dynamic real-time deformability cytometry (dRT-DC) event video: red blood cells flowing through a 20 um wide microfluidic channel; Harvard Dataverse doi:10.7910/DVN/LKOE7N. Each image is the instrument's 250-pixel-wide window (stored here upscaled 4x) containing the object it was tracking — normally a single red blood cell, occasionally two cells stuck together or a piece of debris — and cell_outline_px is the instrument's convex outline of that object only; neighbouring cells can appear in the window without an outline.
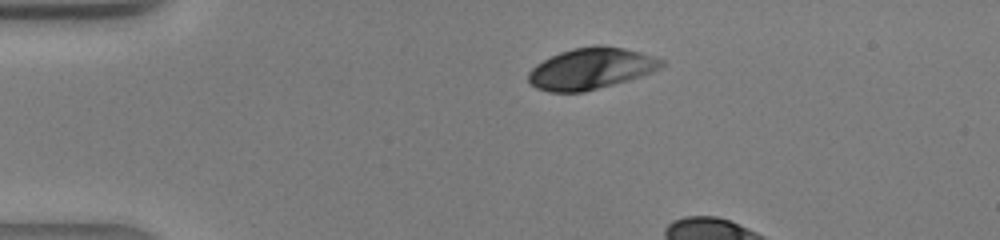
{"species": "human", "species_latin": "Homo sapiens", "temperature_condition": "warm", "stored_images_in_passage": 6, "camera_frame_rate_fps": 3000, "um_per_image_px": 0.085, "donor": {"sex": "male"}, "frame": {"image": 1, "passage_image": 1, "time_ms": 0.0, "image_size_px": [1000, 240], "cell_outline_px": [[664, 64], [660, 68], [640, 76], [628, 80], [584, 92], [548, 92], [536, 88], [528, 80], [528, 72], [536, 64], [560, 52], [572, 48], [592, 44], [600, 44], [624, 48], [640, 52], [664, 60]], "centroid_in_image_um": [50.21, 5.82], "position_along_channel_um": 34.8, "area_um2": 32.02}}